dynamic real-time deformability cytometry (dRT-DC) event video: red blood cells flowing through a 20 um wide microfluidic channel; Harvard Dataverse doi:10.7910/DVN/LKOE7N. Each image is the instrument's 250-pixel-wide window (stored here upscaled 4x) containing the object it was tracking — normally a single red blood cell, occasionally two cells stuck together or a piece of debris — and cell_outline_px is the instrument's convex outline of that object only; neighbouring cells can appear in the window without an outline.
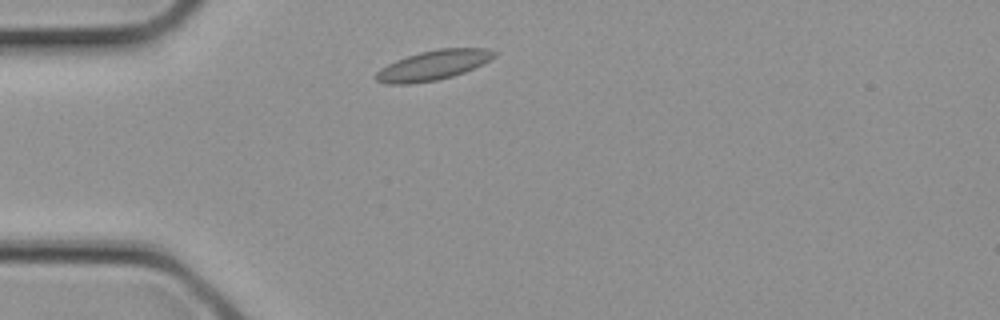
{"species": "common noctule bat (a hibernating species)", "species_latin": "Nyctalus noctula", "temperature_condition": "cold", "stored_images_in_passage": 1, "camera_frame_rate_fps": 3000, "um_per_image_px": 0.085, "animal": {"sex": "female", "body_mass_g": 21.9}, "frame": {"image": 1, "passage_image": 1, "time_ms": 0.0, "image_size_px": [1000, 320], "cell_outline_px": [[496, 56], [464, 72], [452, 76], [436, 80], [408, 84], [388, 84], [376, 80], [372, 76], [380, 68], [396, 60], [420, 52], [440, 48], [488, 48], [496, 52]], "centroid_in_image_um": [36.78, 5.54], "position_along_channel_um": 48.2, "area_um2": 20.29}}